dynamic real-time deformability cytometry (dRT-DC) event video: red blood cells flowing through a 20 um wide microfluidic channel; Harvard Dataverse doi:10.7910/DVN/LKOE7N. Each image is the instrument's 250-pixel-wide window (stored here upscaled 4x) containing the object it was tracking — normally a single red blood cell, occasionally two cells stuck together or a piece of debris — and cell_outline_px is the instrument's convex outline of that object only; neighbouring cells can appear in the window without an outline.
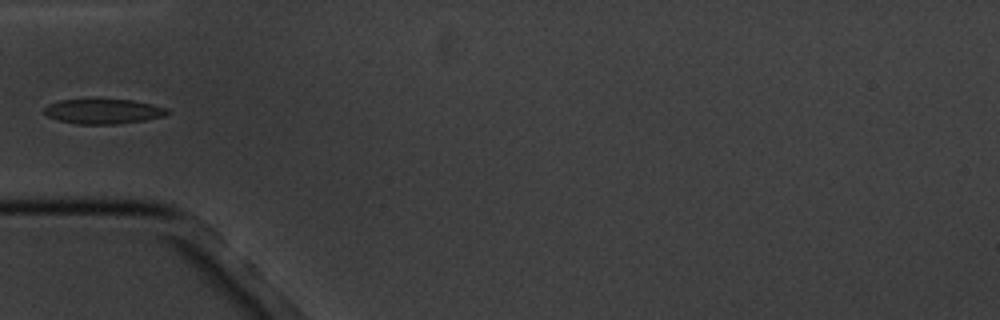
{"species": "common noctule bat (a hibernating species)", "species_latin": "Nyctalus noctula", "temperature_condition": "cold", "stored_images_in_passage": 5, "camera_frame_rate_fps": 3000, "um_per_image_px": 0.085, "animal": {"sex": "male", "body_mass_g": 20.1, "forearm_length_mm": 53.5}, "frame": {"image": 1, "passage_image": 5, "time_ms": 4.667, "image_size_px": [1000, 320], "cell_outline_px": [[172, 112], [164, 116], [144, 120], [116, 124], [76, 124], [56, 120], [48, 116], [44, 112], [44, 108], [48, 104], [60, 100], [132, 100], [152, 104], [168, 108]], "centroid_in_image_um": [8.79, 9.47], "position_along_channel_um": 76.2, "area_um2": 17.8}}